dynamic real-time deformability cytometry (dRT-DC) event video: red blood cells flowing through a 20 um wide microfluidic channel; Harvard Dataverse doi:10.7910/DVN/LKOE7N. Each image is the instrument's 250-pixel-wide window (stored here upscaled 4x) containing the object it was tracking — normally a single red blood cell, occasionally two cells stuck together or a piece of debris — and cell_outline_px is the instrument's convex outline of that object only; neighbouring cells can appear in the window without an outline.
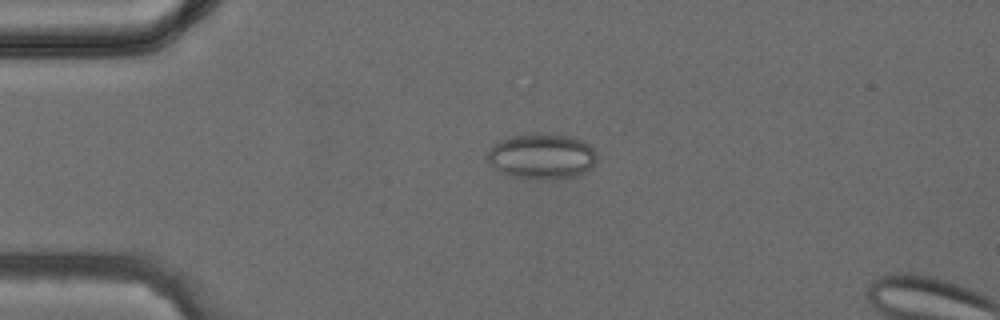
{"species": "common noctule bat (a hibernating species)", "species_latin": "Nyctalus noctula", "temperature_condition": "cold", "stored_images_in_passage": 15, "camera_frame_rate_fps": 3000, "um_per_image_px": 0.085, "animal": {"sex": "female", "body_mass_g": 24.6, "forearm_length_mm": 56.2}, "frame": {"image": 1, "passage_image": 8, "time_ms": 2.333, "image_size_px": [1000, 320], "cell_outline_px": [[596, 160], [592, 168], [588, 172], [580, 176], [548, 180], [536, 180], [512, 176], [488, 164], [488, 152], [500, 140], [516, 136], [572, 136], [584, 140], [596, 152]], "centroid_in_image_um": [46.13, 13.35], "position_along_channel_um": 38.9, "area_um2": 28.55}}